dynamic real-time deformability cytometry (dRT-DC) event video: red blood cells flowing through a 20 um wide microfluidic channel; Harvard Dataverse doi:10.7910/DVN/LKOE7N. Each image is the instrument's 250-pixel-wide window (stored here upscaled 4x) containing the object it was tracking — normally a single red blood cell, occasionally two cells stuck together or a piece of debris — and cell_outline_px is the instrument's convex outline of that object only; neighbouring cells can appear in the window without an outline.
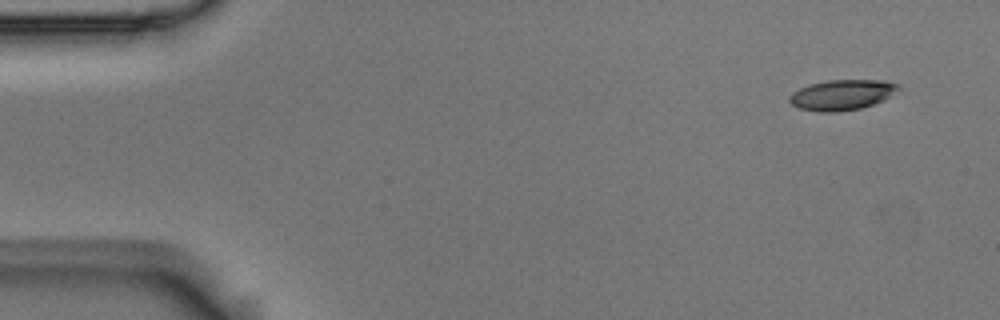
{"species": "Egyptian fruit bat (a non-hibernating species)", "species_latin": "Rousettus aegyptiacus", "temperature_condition": "room temperature", "stored_images_in_passage": 6, "camera_frame_rate_fps": 3000, "um_per_image_px": 0.085, "animal": {"sex": "male"}, "frame": {"image": 1, "passage_image": 1, "time_ms": 0.0, "image_size_px": [1000, 320], "cell_outline_px": [[900, 88], [884, 100], [860, 108], [836, 112], [820, 112], [800, 108], [792, 104], [788, 100], [788, 96], [792, 92], [808, 84], [828, 80], [884, 80], [900, 84]], "centroid_in_image_um": [71.55, 8.05], "position_along_channel_um": 13.4, "area_um2": 19.31}}
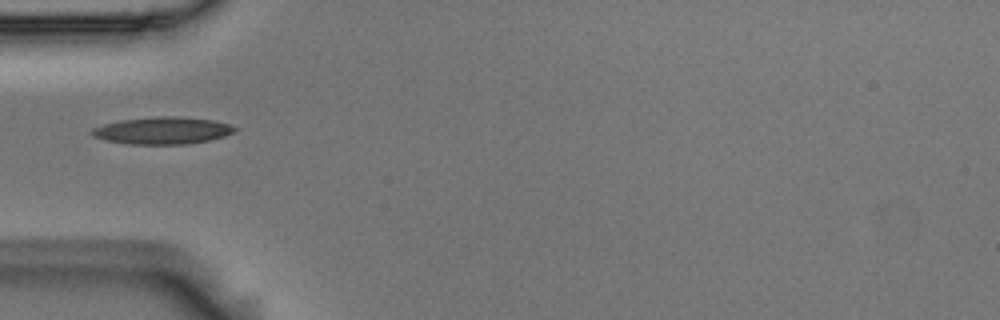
{"frame": {"image": 2, "passage_image": 5, "time_ms": 1.333, "image_size_px": [1000, 320], "cell_outline_px": [[236, 132], [224, 136], [208, 140], [184, 144], [128, 144], [108, 140], [92, 136], [88, 132], [92, 128], [104, 124], [120, 120], [156, 116], [176, 116], [212, 120], [228, 124], [236, 128]], "centroid_in_image_um": [13.78, 11.09], "position_along_channel_um": 71.2, "area_um2": 22.48}}